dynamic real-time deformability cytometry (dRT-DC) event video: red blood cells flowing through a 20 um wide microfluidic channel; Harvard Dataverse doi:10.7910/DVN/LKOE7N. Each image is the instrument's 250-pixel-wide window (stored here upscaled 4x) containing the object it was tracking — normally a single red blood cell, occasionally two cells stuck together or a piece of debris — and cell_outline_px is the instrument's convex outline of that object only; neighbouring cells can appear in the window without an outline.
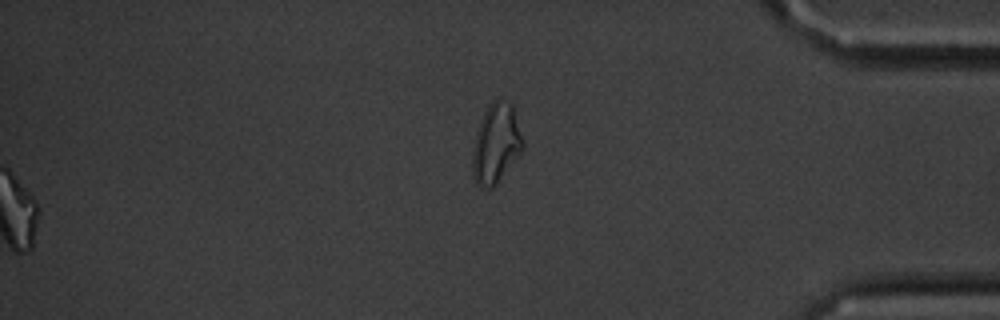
{"species": "common noctule bat (a hibernating species)", "species_latin": "Nyctalus noctula", "temperature_condition": "cold", "stored_images_in_passage": 15, "segment_of_instrument_passage": [2, 2], "camera_frame_rate_fps": 3000, "um_per_image_px": 0.085, "animal": {"sex": "male", "body_mass_g": 20.1, "forearm_length_mm": 53.5}, "frame": {"image": 1, "passage_image": 15, "time_ms": 18.0, "image_size_px": [1000, 320], "cell_outline_px": [[524, 148], [496, 184], [492, 188], [484, 188], [476, 184], [472, 176], [472, 152], [480, 120], [488, 104], [492, 100], [496, 100], [512, 104], [524, 144]], "centroid_in_image_um": [42.14, 12.23], "position_along_channel_um": 393.1, "area_um2": 23.06}}